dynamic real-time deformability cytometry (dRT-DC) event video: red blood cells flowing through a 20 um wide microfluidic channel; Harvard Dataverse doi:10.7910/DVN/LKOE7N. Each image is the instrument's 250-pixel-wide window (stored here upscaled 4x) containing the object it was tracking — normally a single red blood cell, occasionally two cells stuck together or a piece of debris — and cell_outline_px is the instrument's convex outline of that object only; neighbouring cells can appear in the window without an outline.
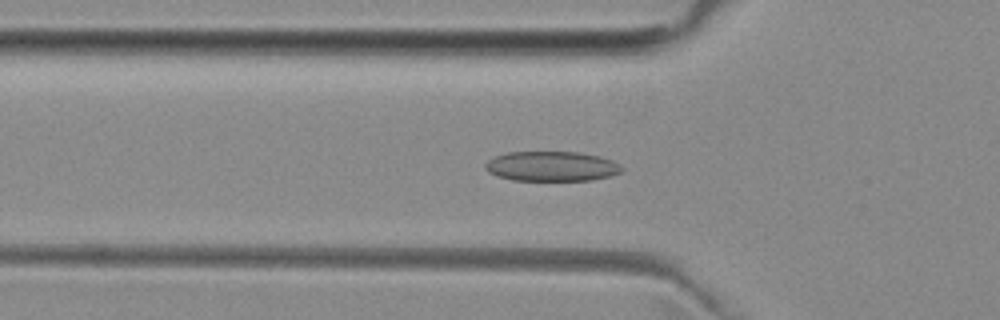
{"species": "common noctule bat (a hibernating species)", "species_latin": "Nyctalus noctula", "temperature_condition": "room temperature", "stored_images_in_passage": 48, "camera_frame_rate_fps": 3000, "um_per_image_px": 0.085, "animal": {"sex": "female", "body_mass_g": 29.2, "forearm_length_mm": 56.3}, "frame": {"image": 1, "passage_image": 16, "time_ms": 5.0, "image_size_px": [1000, 320], "cell_outline_px": [[624, 168], [620, 172], [612, 176], [592, 180], [512, 180], [488, 172], [484, 168], [484, 164], [488, 160], [496, 156], [508, 152], [580, 152], [600, 156], [612, 160], [620, 164]], "centroid_in_image_um": [46.92, 14.13], "position_along_channel_um": 78.9, "area_um2": 23.81}}
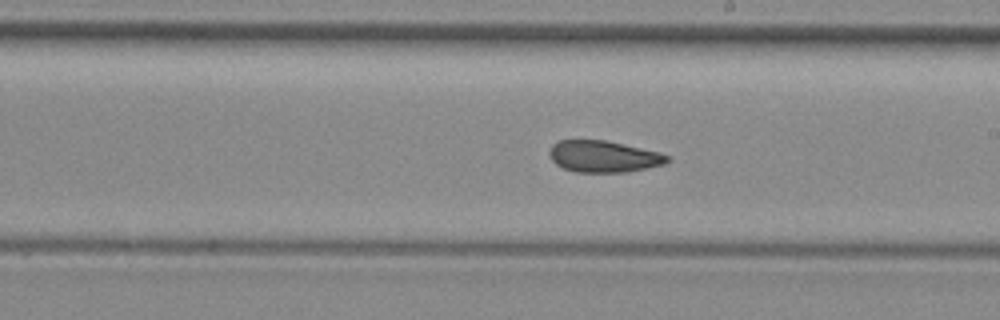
{"frame": {"image": 2, "passage_image": 28, "time_ms": 9.0, "image_size_px": [1000, 320], "cell_outline_px": [[672, 160], [664, 164], [628, 172], [576, 172], [564, 168], [556, 164], [552, 160], [548, 152], [552, 144], [560, 140], [608, 140], [660, 152], [672, 156]], "centroid_in_image_um": [51.35, 13.29], "position_along_channel_um": 237.7, "area_um2": 21.96}}
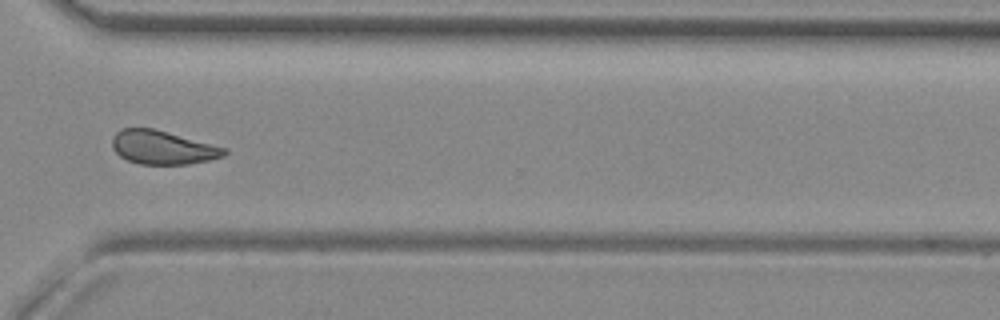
{"frame": {"image": 3, "passage_image": 37, "time_ms": 12.0, "image_size_px": [1000, 320], "cell_outline_px": [[228, 152], [224, 156], [208, 160], [188, 164], [140, 164], [128, 160], [120, 156], [112, 148], [112, 136], [120, 128], [152, 128], [228, 148]], "centroid_in_image_um": [13.82, 12.53], "position_along_channel_um": 356.8, "area_um2": 21.96}, "authors_computed_cell_mechanics": {"area_um2": 22.5709, "velocity_mm_per_s": 3.9597, "shape_relaxation_time_tau1_ms": 7.1742, "shape_relaxation_time_tau2_ms": 2.5061, "deformation_change_tau1": 0.1421, "deformation_change_tau2": 0.0953}}